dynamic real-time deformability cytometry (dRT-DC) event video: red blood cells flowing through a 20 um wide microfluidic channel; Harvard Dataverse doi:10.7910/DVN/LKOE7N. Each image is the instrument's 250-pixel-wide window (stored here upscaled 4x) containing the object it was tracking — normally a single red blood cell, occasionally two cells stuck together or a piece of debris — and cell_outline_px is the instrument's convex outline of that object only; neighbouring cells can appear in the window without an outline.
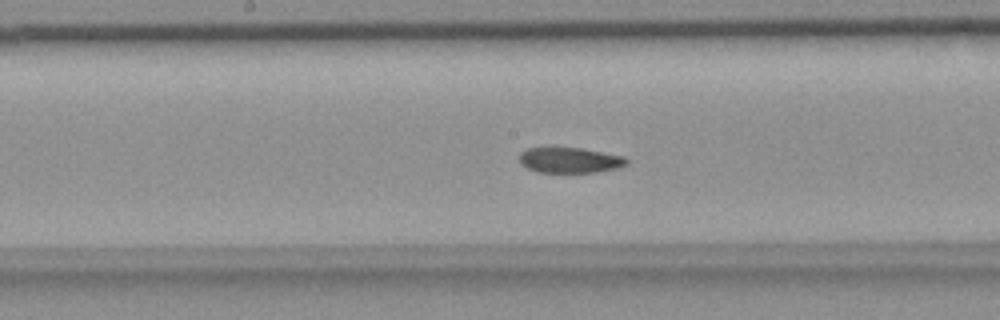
{"species": "common noctule bat (a hibernating species)", "species_latin": "Nyctalus noctula", "temperature_condition": "room temperature", "stored_images_in_passage": 57, "camera_frame_rate_fps": 3000, "um_per_image_px": 0.085, "animal": {"sex": "female", "body_mass_g": 18.4}, "frame": {"image": 1, "passage_image": 29, "time_ms": 9.333, "image_size_px": [1000, 320], "cell_outline_px": [[628, 164], [616, 168], [596, 172], [536, 172], [520, 164], [520, 152], [524, 148], [580, 148], [624, 156], [628, 160]], "centroid_in_image_um": [48.41, 13.61], "position_along_channel_um": 199.8, "area_um2": 15.84}}
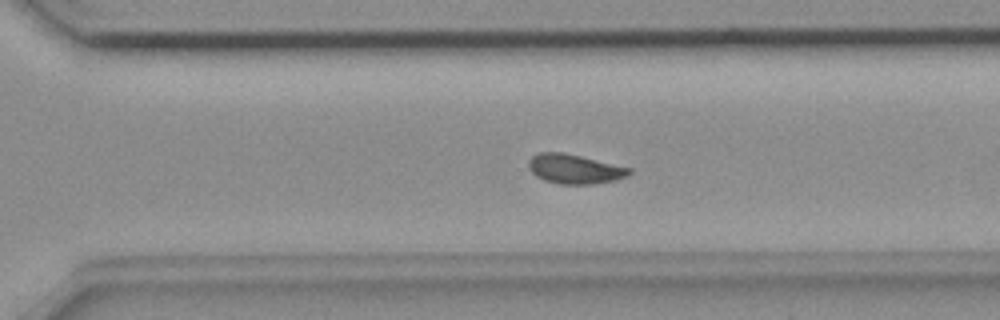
{"frame": {"image": 2, "passage_image": 39, "time_ms": 12.667, "image_size_px": [1000, 320], "cell_outline_px": [[632, 172], [628, 176], [616, 180], [592, 184], [560, 184], [544, 180], [536, 176], [528, 168], [528, 160], [536, 152], [564, 152], [632, 168]], "centroid_in_image_um": [48.83, 14.36], "position_along_channel_um": 321.8, "area_um2": 17.46}}
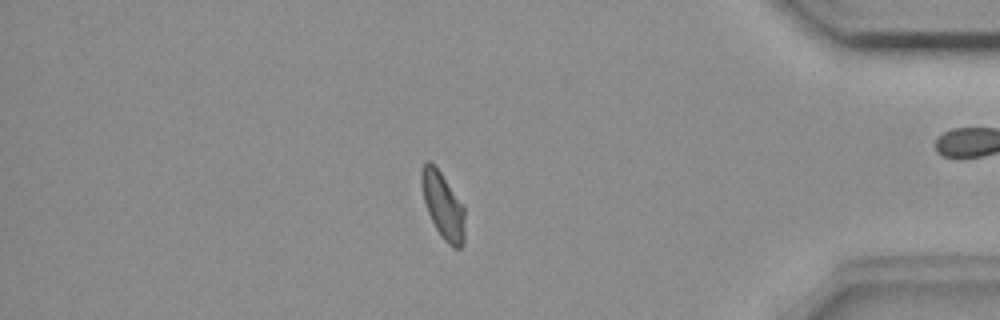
{"frame": {"image": 3, "passage_image": 48, "time_ms": 15.667, "image_size_px": [1000, 320], "cell_outline_px": [[464, 240], [460, 248], [452, 248], [444, 240], [436, 228], [428, 212], [424, 200], [420, 180], [420, 172], [424, 160], [428, 160], [440, 172], [464, 208]], "centroid_in_image_um": [37.63, 17.47], "position_along_channel_um": 397.6, "area_um2": 16.42}, "authors_computed_cell_mechanics": {"area_um2": 17.34, "velocity_mm_per_s": 3.6603, "shape_relaxation_time_tau1_ms": null, "shape_relaxation_time_tau2_ms": 4.0762, "deformation_change_tau1": null, "deformation_change_tau2": 0.0721}}